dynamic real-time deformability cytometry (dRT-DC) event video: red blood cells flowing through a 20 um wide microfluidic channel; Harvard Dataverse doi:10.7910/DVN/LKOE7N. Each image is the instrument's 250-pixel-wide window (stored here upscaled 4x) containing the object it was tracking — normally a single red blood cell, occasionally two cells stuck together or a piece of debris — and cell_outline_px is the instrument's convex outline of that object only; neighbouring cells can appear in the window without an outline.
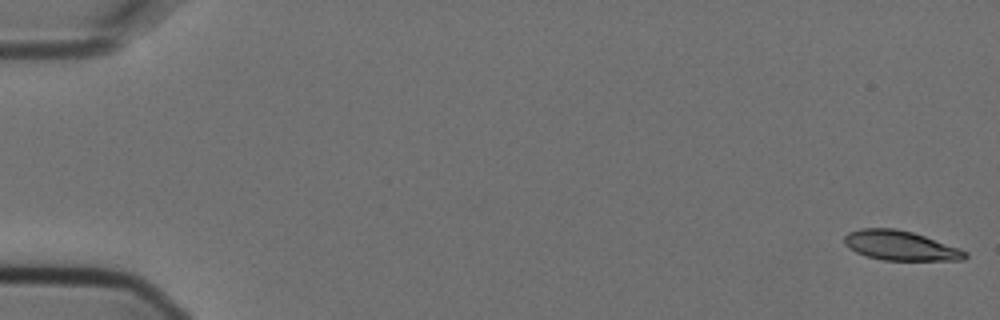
{"species": "Egyptian fruit bat (a non-hibernating species)", "species_latin": "Rousettus aegyptiacus", "temperature_condition": "cold", "stored_images_in_passage": 6, "camera_frame_rate_fps": 3000, "um_per_image_px": 0.085, "animal": {"sex": "female"}, "frame": {"image": 1, "passage_image": 1, "time_ms": 0.0, "image_size_px": [1000, 320], "cell_outline_px": [[968, 256], [964, 260], [884, 260], [868, 256], [856, 252], [848, 248], [844, 244], [844, 236], [848, 232], [860, 228], [896, 228], [912, 232], [960, 248], [968, 252]], "centroid_in_image_um": [76.53, 20.87], "position_along_channel_um": 8.5, "area_um2": 20.87}}
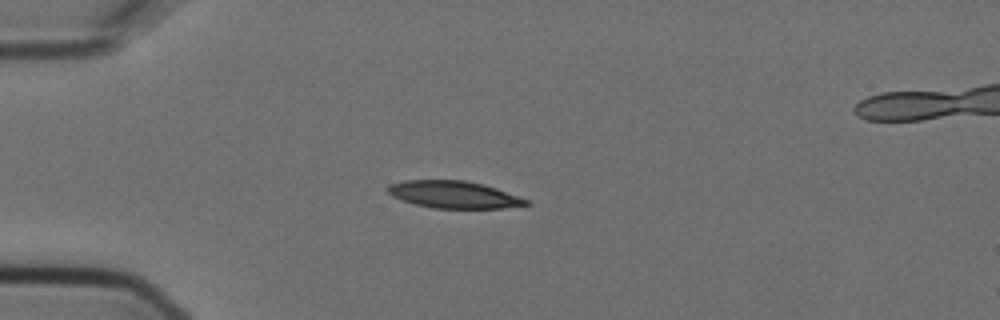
{"frame": {"image": 2, "passage_image": 5, "time_ms": 1.333, "image_size_px": [1000, 320], "cell_outline_px": [[532, 204], [504, 208], [432, 208], [400, 200], [392, 196], [384, 188], [388, 184], [404, 180], [464, 180], [484, 184], [520, 196], [528, 200]], "centroid_in_image_um": [38.55, 16.53], "position_along_channel_um": 46.4, "area_um2": 22.14}}